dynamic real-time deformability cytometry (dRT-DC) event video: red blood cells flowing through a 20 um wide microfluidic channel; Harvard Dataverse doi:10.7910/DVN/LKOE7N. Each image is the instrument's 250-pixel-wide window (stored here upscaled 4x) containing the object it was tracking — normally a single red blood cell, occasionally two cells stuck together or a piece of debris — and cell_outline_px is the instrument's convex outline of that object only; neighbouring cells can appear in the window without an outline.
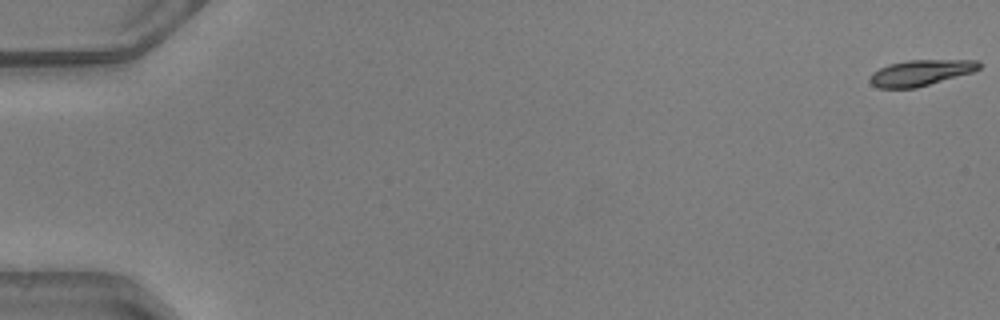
{"species": "common noctule bat (a hibernating species)", "species_latin": "Nyctalus noctula", "temperature_condition": "warm", "stored_images_in_passage": 8, "camera_frame_rate_fps": 3000, "um_per_image_px": 0.085, "animal": {"sex": "male", "body_mass_g": 20.5, "forearm_length_mm": 52.5}, "frame": {"image": 1, "passage_image": 1, "time_ms": 0.0, "image_size_px": [1000, 320], "cell_outline_px": [[984, 64], [980, 68], [972, 72], [916, 88], [880, 88], [872, 84], [868, 80], [872, 72], [888, 64], [908, 60], [980, 60]], "centroid_in_image_um": [78.27, 6.17], "position_along_channel_um": 6.7, "area_um2": 16.53}}